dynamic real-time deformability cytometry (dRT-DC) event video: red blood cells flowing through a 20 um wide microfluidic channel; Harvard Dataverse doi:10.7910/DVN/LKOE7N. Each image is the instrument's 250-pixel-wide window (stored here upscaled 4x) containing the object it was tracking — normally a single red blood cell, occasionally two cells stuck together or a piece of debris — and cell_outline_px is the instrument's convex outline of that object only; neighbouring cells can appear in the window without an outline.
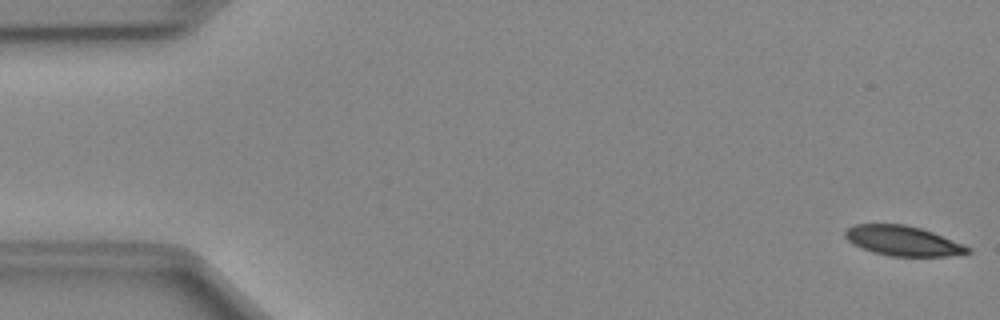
{"species": "Egyptian fruit bat (a non-hibernating species)", "species_latin": "Rousettus aegyptiacus", "temperature_condition": "cold", "stored_images_in_passage": 50, "camera_frame_rate_fps": 3000, "um_per_image_px": 0.085, "animal": {"sex": "female"}, "frame": {"image": 1, "passage_image": 1, "time_ms": 0.0, "image_size_px": [1000, 320], "cell_outline_px": [[972, 252], [948, 256], [892, 256], [872, 252], [852, 244], [844, 236], [844, 232], [848, 228], [856, 224], [904, 224], [920, 228], [932, 232], [964, 244], [972, 248]], "centroid_in_image_um": [76.75, 20.47], "position_along_channel_um": 8.2, "area_um2": 21.33}}
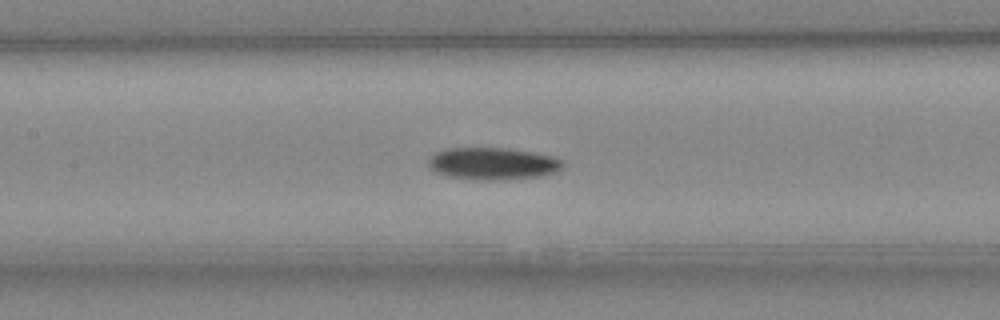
{"frame": {"image": 2, "passage_image": 23, "time_ms": 7.333, "image_size_px": [1000, 320], "cell_outline_px": [[564, 168], [556, 172], [540, 176], [500, 180], [480, 180], [448, 176], [436, 172], [428, 168], [428, 156], [444, 148], [508, 148], [556, 156], [564, 160]], "centroid_in_image_um": [41.9, 13.9], "position_along_channel_um": 165.5, "area_um2": 25.61}}
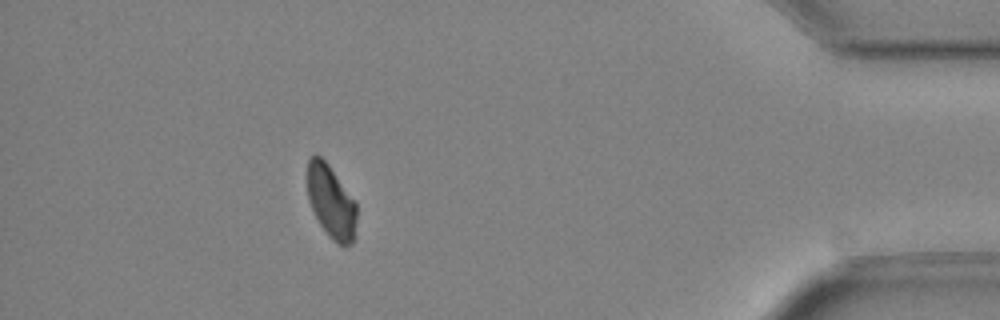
{"frame": {"image": 3, "passage_image": 45, "time_ms": 14.667, "image_size_px": [1000, 320], "cell_outline_px": [[356, 220], [352, 244], [344, 248], [332, 240], [328, 236], [320, 224], [308, 200], [308, 160], [316, 152], [328, 164], [356, 200]], "centroid_in_image_um": [28.16, 17.16], "position_along_channel_um": 407.0, "area_um2": 21.1}, "authors_computed_cell_mechanics": {"area_um2": 23.3801, "velocity_mm_per_s": 4.0058, "shape_relaxation_time_tau1_ms": 2.6676, "shape_relaxation_time_tau2_ms": null, "deformation_change_tau1": 0.0958, "deformation_change_tau2": null}}